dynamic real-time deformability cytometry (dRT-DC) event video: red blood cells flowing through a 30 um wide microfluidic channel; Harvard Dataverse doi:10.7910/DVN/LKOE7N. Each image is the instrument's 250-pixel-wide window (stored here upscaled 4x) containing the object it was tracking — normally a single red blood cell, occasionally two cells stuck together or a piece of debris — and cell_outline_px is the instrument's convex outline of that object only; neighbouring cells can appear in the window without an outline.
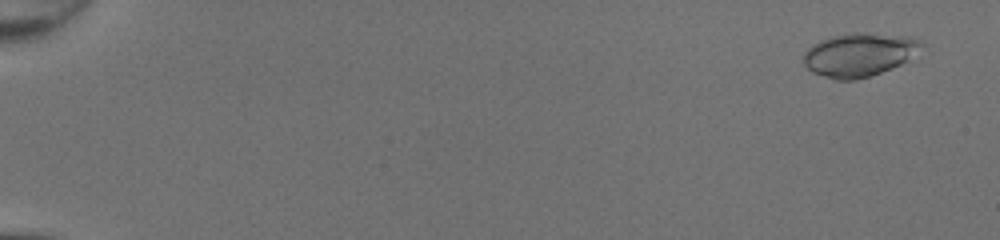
{"species": "common noctule bat (a hibernating species)", "species_latin": "Nyctalus noctula", "temperature_condition": "room temperature", "stored_images_in_passage": 50, "camera_frame_rate_fps": 3000, "um_per_image_px": 0.085, "animal": {"sex": "female", "body_mass_g": 20.0, "forearm_length_mm": 54.0}, "frame": {"image": 1, "passage_image": 3, "time_ms": 0.667, "image_size_px": [1000, 240], "cell_outline_px": [[924, 44], [908, 60], [900, 64], [880, 72], [868, 76], [852, 80], [836, 80], [812, 72], [804, 64], [804, 52], [812, 44], [820, 40], [832, 36], [852, 32], [864, 32], [912, 36]], "centroid_in_image_um": [73.02, 4.62], "position_along_channel_um": 12.0, "area_um2": 29.77}}
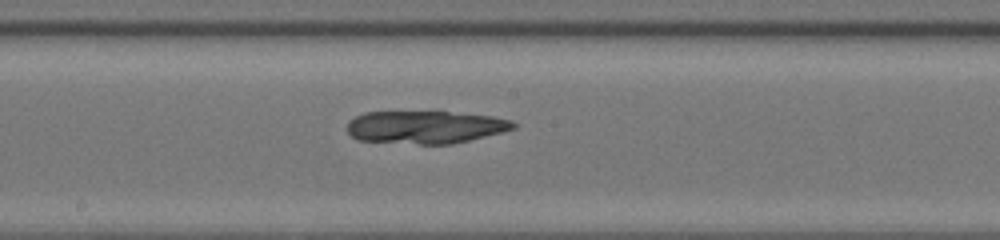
{"frame": {"image": 2, "passage_image": 30, "time_ms": 9.667, "image_size_px": [1000, 240], "cell_outline_px": [[516, 128], [452, 144], [420, 144], [356, 140], [348, 132], [348, 120], [364, 112], [448, 112], [492, 116], [512, 120], [516, 124]], "centroid_in_image_um": [36.12, 10.8], "position_along_channel_um": 212.1, "area_um2": 31.5}}
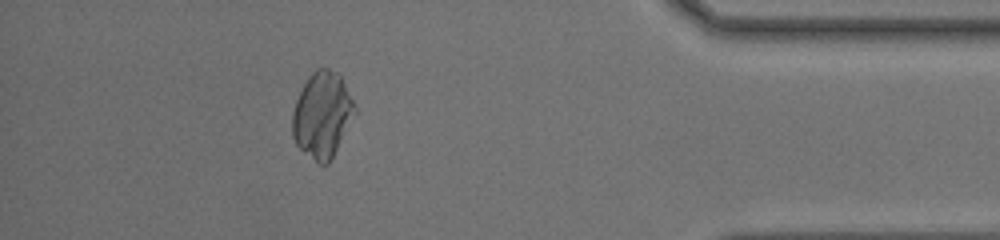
{"frame": {"image": 3, "passage_image": 46, "time_ms": 15.0, "image_size_px": [1000, 240], "cell_outline_px": [[356, 112], [328, 164], [320, 164], [300, 148], [296, 144], [292, 136], [292, 112], [296, 100], [308, 76], [316, 68], [328, 68], [336, 72], [340, 76], [356, 108]], "centroid_in_image_um": [27.36, 9.74], "position_along_channel_um": 407.8, "area_um2": 30.63}}